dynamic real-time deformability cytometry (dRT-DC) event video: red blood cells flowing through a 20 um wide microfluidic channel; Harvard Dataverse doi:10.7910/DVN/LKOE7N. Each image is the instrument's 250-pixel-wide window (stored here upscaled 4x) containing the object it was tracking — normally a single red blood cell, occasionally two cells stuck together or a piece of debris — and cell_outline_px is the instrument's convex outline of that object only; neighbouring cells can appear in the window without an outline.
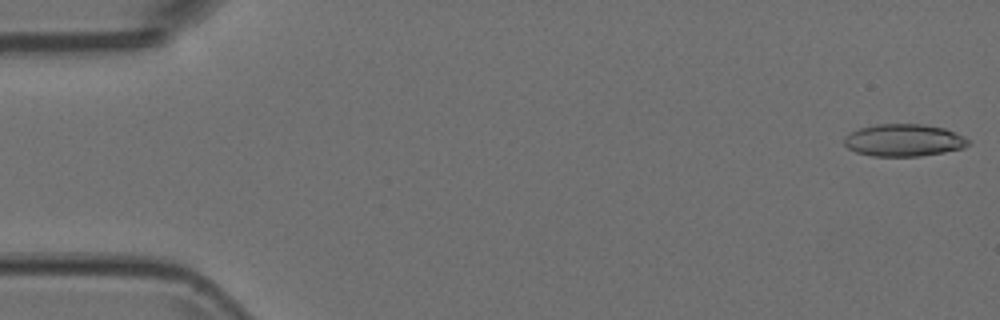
{"species": "Egyptian fruit bat (a non-hibernating species)", "species_latin": "Rousettus aegyptiacus", "temperature_condition": "room temperature", "stored_images_in_passage": 5, "camera_frame_rate_fps": 3000, "um_per_image_px": 0.085, "animal": {"sex": "female"}, "frame": {"image": 1, "passage_image": 1, "time_ms": 0.0, "image_size_px": [1000, 320], "cell_outline_px": [[972, 140], [964, 148], [944, 152], [920, 156], [872, 156], [856, 152], [848, 148], [844, 144], [844, 136], [848, 132], [860, 128], [876, 124], [924, 124], [944, 128], [956, 132]], "centroid_in_image_um": [76.83, 11.91], "position_along_channel_um": 8.2, "area_um2": 23.58}}
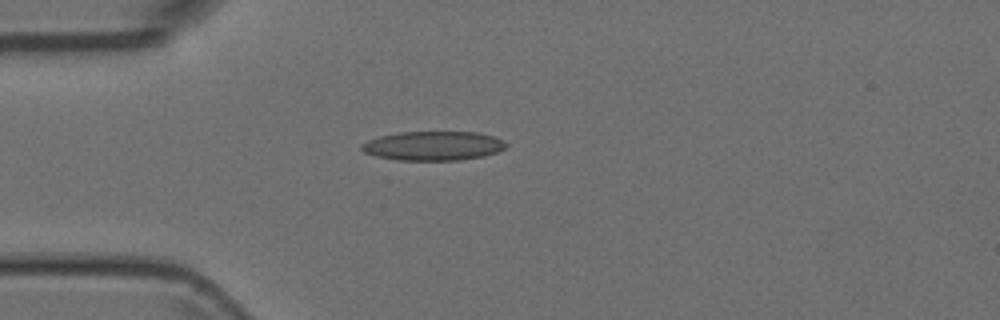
{"frame": {"image": 2, "passage_image": 4, "time_ms": 1.0, "image_size_px": [1000, 320], "cell_outline_px": [[508, 144], [504, 148], [496, 152], [484, 156], [460, 160], [400, 160], [376, 156], [364, 152], [360, 148], [360, 144], [368, 140], [380, 136], [400, 132], [476, 132], [496, 136], [504, 140]], "centroid_in_image_um": [36.84, 12.39], "position_along_channel_um": 48.2, "area_um2": 24.62}}